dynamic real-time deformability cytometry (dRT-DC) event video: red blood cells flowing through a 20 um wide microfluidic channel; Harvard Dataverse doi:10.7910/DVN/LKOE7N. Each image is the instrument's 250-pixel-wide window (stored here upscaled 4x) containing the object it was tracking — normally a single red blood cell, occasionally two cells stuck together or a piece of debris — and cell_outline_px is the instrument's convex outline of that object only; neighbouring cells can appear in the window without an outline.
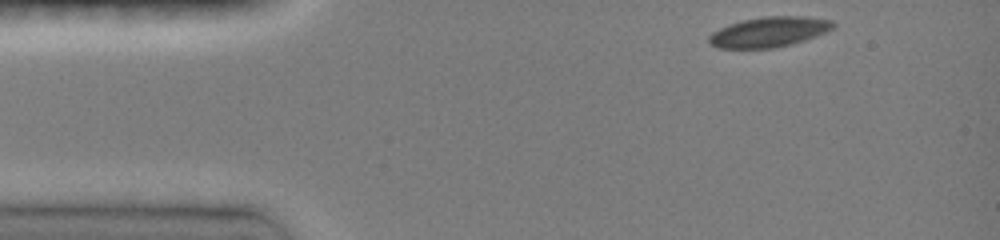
{"species": "common noctule bat (a hibernating species)", "species_latin": "Nyctalus noctula", "temperature_condition": "room temperature", "stored_images_in_passage": 29, "camera_frame_rate_fps": 3000, "um_per_image_px": 0.085, "animal": {"sex": "female", "body_mass_g": 19.0, "forearm_length_mm": 51.5}, "frame": {"image": 1, "passage_image": 1, "time_ms": 0.0, "image_size_px": [1000, 240], "cell_outline_px": [[836, 24], [832, 28], [816, 36], [792, 44], [772, 48], [716, 48], [708, 40], [708, 36], [712, 32], [728, 24], [744, 20], [764, 16], [804, 16], [832, 20]], "centroid_in_image_um": [65.36, 2.71], "position_along_channel_um": 19.6, "area_um2": 21.73}}
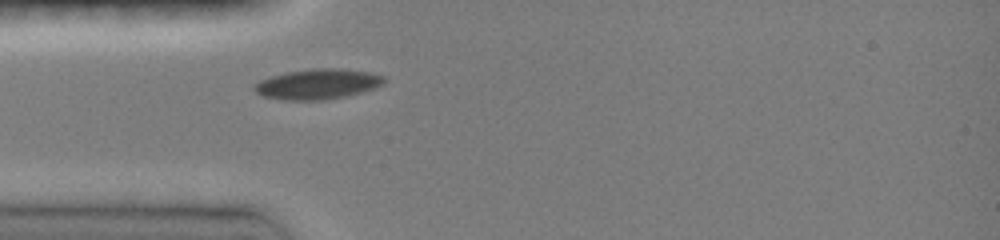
{"frame": {"image": 2, "passage_image": 15, "time_ms": 2.667, "image_size_px": [1000, 240], "cell_outline_px": [[388, 80], [384, 84], [360, 92], [344, 96], [320, 100], [280, 100], [264, 96], [256, 92], [252, 88], [260, 80], [272, 76], [288, 72], [312, 68], [340, 68], [372, 72], [384, 76]], "centroid_in_image_um": [27.02, 7.13], "position_along_channel_um": 58.0, "area_um2": 22.83}}
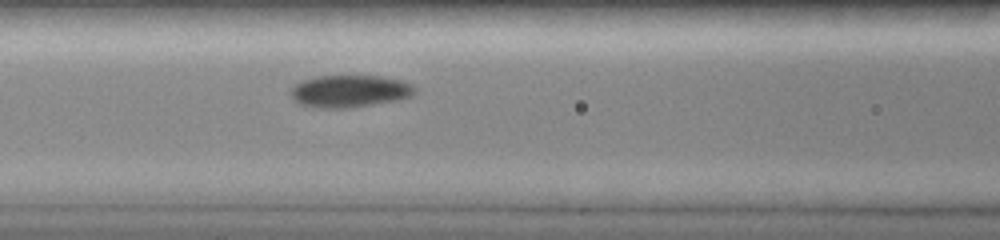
{"frame": {"image": 3, "passage_image": 26, "time_ms": 4.667, "image_size_px": [1000, 240], "cell_outline_px": [[416, 92], [412, 96], [400, 100], [352, 108], [316, 108], [296, 104], [292, 100], [292, 88], [300, 80], [316, 76], [384, 76], [404, 80], [412, 84], [416, 88]], "centroid_in_image_um": [29.75, 7.76], "position_along_channel_um": 136.9, "area_um2": 23.93}}